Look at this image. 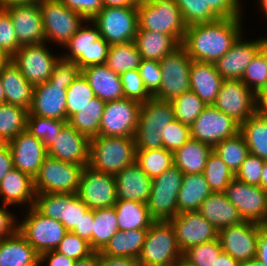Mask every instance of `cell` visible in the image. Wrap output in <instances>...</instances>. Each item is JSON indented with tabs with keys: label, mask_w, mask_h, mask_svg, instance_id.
Returning <instances> with one entry per match:
<instances>
[{
	"label": "cell",
	"mask_w": 267,
	"mask_h": 266,
	"mask_svg": "<svg viewBox=\"0 0 267 266\" xmlns=\"http://www.w3.org/2000/svg\"><path fill=\"white\" fill-rule=\"evenodd\" d=\"M38 256L33 246L18 230L0 240V266H25Z\"/></svg>",
	"instance_id": "8d00e7d4"
},
{
	"label": "cell",
	"mask_w": 267,
	"mask_h": 266,
	"mask_svg": "<svg viewBox=\"0 0 267 266\" xmlns=\"http://www.w3.org/2000/svg\"><path fill=\"white\" fill-rule=\"evenodd\" d=\"M260 187L267 192V161H265L263 166Z\"/></svg>",
	"instance_id": "b9fcfbb0"
},
{
	"label": "cell",
	"mask_w": 267,
	"mask_h": 266,
	"mask_svg": "<svg viewBox=\"0 0 267 266\" xmlns=\"http://www.w3.org/2000/svg\"><path fill=\"white\" fill-rule=\"evenodd\" d=\"M239 131L240 124L213 105L206 106L190 126L191 138L212 147Z\"/></svg>",
	"instance_id": "2e32d148"
},
{
	"label": "cell",
	"mask_w": 267,
	"mask_h": 266,
	"mask_svg": "<svg viewBox=\"0 0 267 266\" xmlns=\"http://www.w3.org/2000/svg\"><path fill=\"white\" fill-rule=\"evenodd\" d=\"M198 212L218 230L243 222L238 209L227 199L224 192H212L201 203Z\"/></svg>",
	"instance_id": "1f68e13d"
},
{
	"label": "cell",
	"mask_w": 267,
	"mask_h": 266,
	"mask_svg": "<svg viewBox=\"0 0 267 266\" xmlns=\"http://www.w3.org/2000/svg\"><path fill=\"white\" fill-rule=\"evenodd\" d=\"M212 193L203 173L183 174L182 186L178 192V213L198 211L201 203Z\"/></svg>",
	"instance_id": "836d02e7"
},
{
	"label": "cell",
	"mask_w": 267,
	"mask_h": 266,
	"mask_svg": "<svg viewBox=\"0 0 267 266\" xmlns=\"http://www.w3.org/2000/svg\"><path fill=\"white\" fill-rule=\"evenodd\" d=\"M214 266H240V263L232 258L228 253L222 251L216 259Z\"/></svg>",
	"instance_id": "753ad0ef"
},
{
	"label": "cell",
	"mask_w": 267,
	"mask_h": 266,
	"mask_svg": "<svg viewBox=\"0 0 267 266\" xmlns=\"http://www.w3.org/2000/svg\"><path fill=\"white\" fill-rule=\"evenodd\" d=\"M8 205L0 207V240L13 235L18 230V224L13 214L6 209Z\"/></svg>",
	"instance_id": "e7e4bbea"
},
{
	"label": "cell",
	"mask_w": 267,
	"mask_h": 266,
	"mask_svg": "<svg viewBox=\"0 0 267 266\" xmlns=\"http://www.w3.org/2000/svg\"><path fill=\"white\" fill-rule=\"evenodd\" d=\"M206 4L220 17H241V6L239 0H204Z\"/></svg>",
	"instance_id": "be15d7a7"
},
{
	"label": "cell",
	"mask_w": 267,
	"mask_h": 266,
	"mask_svg": "<svg viewBox=\"0 0 267 266\" xmlns=\"http://www.w3.org/2000/svg\"><path fill=\"white\" fill-rule=\"evenodd\" d=\"M11 58L5 54L1 49H0V69L1 67L6 64Z\"/></svg>",
	"instance_id": "979ff035"
},
{
	"label": "cell",
	"mask_w": 267,
	"mask_h": 266,
	"mask_svg": "<svg viewBox=\"0 0 267 266\" xmlns=\"http://www.w3.org/2000/svg\"><path fill=\"white\" fill-rule=\"evenodd\" d=\"M26 211L25 218L18 222V231L39 255L55 250L68 232L64 225L60 221L43 216L33 206L27 207Z\"/></svg>",
	"instance_id": "8fae6325"
},
{
	"label": "cell",
	"mask_w": 267,
	"mask_h": 266,
	"mask_svg": "<svg viewBox=\"0 0 267 266\" xmlns=\"http://www.w3.org/2000/svg\"><path fill=\"white\" fill-rule=\"evenodd\" d=\"M40 0H0V8L5 9L10 6L30 5L38 3Z\"/></svg>",
	"instance_id": "11e5206c"
},
{
	"label": "cell",
	"mask_w": 267,
	"mask_h": 266,
	"mask_svg": "<svg viewBox=\"0 0 267 266\" xmlns=\"http://www.w3.org/2000/svg\"><path fill=\"white\" fill-rule=\"evenodd\" d=\"M83 168L47 155L33 179L35 194L77 193Z\"/></svg>",
	"instance_id": "8992f818"
},
{
	"label": "cell",
	"mask_w": 267,
	"mask_h": 266,
	"mask_svg": "<svg viewBox=\"0 0 267 266\" xmlns=\"http://www.w3.org/2000/svg\"><path fill=\"white\" fill-rule=\"evenodd\" d=\"M213 151L236 174L241 164L250 154L243 135L238 132L235 136L226 138L213 147Z\"/></svg>",
	"instance_id": "ee69618b"
},
{
	"label": "cell",
	"mask_w": 267,
	"mask_h": 266,
	"mask_svg": "<svg viewBox=\"0 0 267 266\" xmlns=\"http://www.w3.org/2000/svg\"><path fill=\"white\" fill-rule=\"evenodd\" d=\"M142 103L121 98L105 103L98 136L134 137Z\"/></svg>",
	"instance_id": "5bb4252c"
},
{
	"label": "cell",
	"mask_w": 267,
	"mask_h": 266,
	"mask_svg": "<svg viewBox=\"0 0 267 266\" xmlns=\"http://www.w3.org/2000/svg\"><path fill=\"white\" fill-rule=\"evenodd\" d=\"M213 106L239 124L259 110L257 95L242 80L237 79L223 80Z\"/></svg>",
	"instance_id": "9a60e30c"
},
{
	"label": "cell",
	"mask_w": 267,
	"mask_h": 266,
	"mask_svg": "<svg viewBox=\"0 0 267 266\" xmlns=\"http://www.w3.org/2000/svg\"><path fill=\"white\" fill-rule=\"evenodd\" d=\"M265 160L249 154L235 174V178L249 185L260 186Z\"/></svg>",
	"instance_id": "680465c9"
},
{
	"label": "cell",
	"mask_w": 267,
	"mask_h": 266,
	"mask_svg": "<svg viewBox=\"0 0 267 266\" xmlns=\"http://www.w3.org/2000/svg\"><path fill=\"white\" fill-rule=\"evenodd\" d=\"M174 117L171 101L150 98L142 103L135 133L136 150L163 148V130Z\"/></svg>",
	"instance_id": "277c9868"
},
{
	"label": "cell",
	"mask_w": 267,
	"mask_h": 266,
	"mask_svg": "<svg viewBox=\"0 0 267 266\" xmlns=\"http://www.w3.org/2000/svg\"><path fill=\"white\" fill-rule=\"evenodd\" d=\"M33 178L22 171L11 169L0 182V197L3 205H25L32 207L35 202Z\"/></svg>",
	"instance_id": "4dcf8cb0"
},
{
	"label": "cell",
	"mask_w": 267,
	"mask_h": 266,
	"mask_svg": "<svg viewBox=\"0 0 267 266\" xmlns=\"http://www.w3.org/2000/svg\"><path fill=\"white\" fill-rule=\"evenodd\" d=\"M224 193L238 209L243 221L261 225L267 217V192L260 186L249 185L234 178Z\"/></svg>",
	"instance_id": "d6986e66"
},
{
	"label": "cell",
	"mask_w": 267,
	"mask_h": 266,
	"mask_svg": "<svg viewBox=\"0 0 267 266\" xmlns=\"http://www.w3.org/2000/svg\"><path fill=\"white\" fill-rule=\"evenodd\" d=\"M260 1V7L262 8L261 10L267 17V0H259Z\"/></svg>",
	"instance_id": "b62a3aed"
},
{
	"label": "cell",
	"mask_w": 267,
	"mask_h": 266,
	"mask_svg": "<svg viewBox=\"0 0 267 266\" xmlns=\"http://www.w3.org/2000/svg\"><path fill=\"white\" fill-rule=\"evenodd\" d=\"M117 200L147 203L152 179L135 162L115 175Z\"/></svg>",
	"instance_id": "4316f807"
},
{
	"label": "cell",
	"mask_w": 267,
	"mask_h": 266,
	"mask_svg": "<svg viewBox=\"0 0 267 266\" xmlns=\"http://www.w3.org/2000/svg\"><path fill=\"white\" fill-rule=\"evenodd\" d=\"M134 43L142 59L160 61L181 44L169 34L153 31H137Z\"/></svg>",
	"instance_id": "e575fe53"
},
{
	"label": "cell",
	"mask_w": 267,
	"mask_h": 266,
	"mask_svg": "<svg viewBox=\"0 0 267 266\" xmlns=\"http://www.w3.org/2000/svg\"><path fill=\"white\" fill-rule=\"evenodd\" d=\"M85 20H92L103 8L101 0H60Z\"/></svg>",
	"instance_id": "6125c7cd"
},
{
	"label": "cell",
	"mask_w": 267,
	"mask_h": 266,
	"mask_svg": "<svg viewBox=\"0 0 267 266\" xmlns=\"http://www.w3.org/2000/svg\"><path fill=\"white\" fill-rule=\"evenodd\" d=\"M103 7H136L131 0H101Z\"/></svg>",
	"instance_id": "34e18365"
},
{
	"label": "cell",
	"mask_w": 267,
	"mask_h": 266,
	"mask_svg": "<svg viewBox=\"0 0 267 266\" xmlns=\"http://www.w3.org/2000/svg\"><path fill=\"white\" fill-rule=\"evenodd\" d=\"M223 78L217 72L215 64L192 60L190 69V90L205 104L213 105L220 91Z\"/></svg>",
	"instance_id": "83f0119b"
},
{
	"label": "cell",
	"mask_w": 267,
	"mask_h": 266,
	"mask_svg": "<svg viewBox=\"0 0 267 266\" xmlns=\"http://www.w3.org/2000/svg\"><path fill=\"white\" fill-rule=\"evenodd\" d=\"M239 132L243 135L250 154L267 161V116L258 110L240 124Z\"/></svg>",
	"instance_id": "f35d334b"
},
{
	"label": "cell",
	"mask_w": 267,
	"mask_h": 266,
	"mask_svg": "<svg viewBox=\"0 0 267 266\" xmlns=\"http://www.w3.org/2000/svg\"><path fill=\"white\" fill-rule=\"evenodd\" d=\"M114 206L93 210L92 250L100 252L118 231Z\"/></svg>",
	"instance_id": "60d3db41"
},
{
	"label": "cell",
	"mask_w": 267,
	"mask_h": 266,
	"mask_svg": "<svg viewBox=\"0 0 267 266\" xmlns=\"http://www.w3.org/2000/svg\"><path fill=\"white\" fill-rule=\"evenodd\" d=\"M80 73L81 69L75 61L66 60L60 56L48 81L52 84H63V87L67 88Z\"/></svg>",
	"instance_id": "94428289"
},
{
	"label": "cell",
	"mask_w": 267,
	"mask_h": 266,
	"mask_svg": "<svg viewBox=\"0 0 267 266\" xmlns=\"http://www.w3.org/2000/svg\"><path fill=\"white\" fill-rule=\"evenodd\" d=\"M95 98L94 91L82 73L67 87L66 110L68 119Z\"/></svg>",
	"instance_id": "c3c4849f"
},
{
	"label": "cell",
	"mask_w": 267,
	"mask_h": 266,
	"mask_svg": "<svg viewBox=\"0 0 267 266\" xmlns=\"http://www.w3.org/2000/svg\"><path fill=\"white\" fill-rule=\"evenodd\" d=\"M46 150L50 157L87 166L89 164L90 138L67 122Z\"/></svg>",
	"instance_id": "7402d4cb"
},
{
	"label": "cell",
	"mask_w": 267,
	"mask_h": 266,
	"mask_svg": "<svg viewBox=\"0 0 267 266\" xmlns=\"http://www.w3.org/2000/svg\"><path fill=\"white\" fill-rule=\"evenodd\" d=\"M114 208L119 230L148 229L155 222L146 203L117 200Z\"/></svg>",
	"instance_id": "74e56055"
},
{
	"label": "cell",
	"mask_w": 267,
	"mask_h": 266,
	"mask_svg": "<svg viewBox=\"0 0 267 266\" xmlns=\"http://www.w3.org/2000/svg\"><path fill=\"white\" fill-rule=\"evenodd\" d=\"M190 138V126L181 123L177 119H174L163 130V148L167 151L174 153L176 150L182 147Z\"/></svg>",
	"instance_id": "9f6ffc18"
},
{
	"label": "cell",
	"mask_w": 267,
	"mask_h": 266,
	"mask_svg": "<svg viewBox=\"0 0 267 266\" xmlns=\"http://www.w3.org/2000/svg\"><path fill=\"white\" fill-rule=\"evenodd\" d=\"M7 144L12 153L14 168L34 179L47 156L44 143L24 130Z\"/></svg>",
	"instance_id": "cb8c5ba5"
},
{
	"label": "cell",
	"mask_w": 267,
	"mask_h": 266,
	"mask_svg": "<svg viewBox=\"0 0 267 266\" xmlns=\"http://www.w3.org/2000/svg\"><path fill=\"white\" fill-rule=\"evenodd\" d=\"M141 55L134 41L110 45L106 66L119 75L125 71L138 69Z\"/></svg>",
	"instance_id": "b9f144b4"
},
{
	"label": "cell",
	"mask_w": 267,
	"mask_h": 266,
	"mask_svg": "<svg viewBox=\"0 0 267 266\" xmlns=\"http://www.w3.org/2000/svg\"><path fill=\"white\" fill-rule=\"evenodd\" d=\"M171 102L175 119L188 126H191L206 107V104L191 90Z\"/></svg>",
	"instance_id": "7dc6e473"
},
{
	"label": "cell",
	"mask_w": 267,
	"mask_h": 266,
	"mask_svg": "<svg viewBox=\"0 0 267 266\" xmlns=\"http://www.w3.org/2000/svg\"><path fill=\"white\" fill-rule=\"evenodd\" d=\"M136 162L134 137L95 136L90 138L89 166L116 175Z\"/></svg>",
	"instance_id": "7a4b0ae2"
},
{
	"label": "cell",
	"mask_w": 267,
	"mask_h": 266,
	"mask_svg": "<svg viewBox=\"0 0 267 266\" xmlns=\"http://www.w3.org/2000/svg\"><path fill=\"white\" fill-rule=\"evenodd\" d=\"M242 17L187 26L181 45L192 60L215 63L242 35Z\"/></svg>",
	"instance_id": "6da1fadb"
},
{
	"label": "cell",
	"mask_w": 267,
	"mask_h": 266,
	"mask_svg": "<svg viewBox=\"0 0 267 266\" xmlns=\"http://www.w3.org/2000/svg\"><path fill=\"white\" fill-rule=\"evenodd\" d=\"M138 8V30L172 35L182 43L187 25L175 0H151Z\"/></svg>",
	"instance_id": "5b68a950"
},
{
	"label": "cell",
	"mask_w": 267,
	"mask_h": 266,
	"mask_svg": "<svg viewBox=\"0 0 267 266\" xmlns=\"http://www.w3.org/2000/svg\"><path fill=\"white\" fill-rule=\"evenodd\" d=\"M219 238L199 245H194L183 252L182 261L189 266H214L222 252Z\"/></svg>",
	"instance_id": "681fc988"
},
{
	"label": "cell",
	"mask_w": 267,
	"mask_h": 266,
	"mask_svg": "<svg viewBox=\"0 0 267 266\" xmlns=\"http://www.w3.org/2000/svg\"><path fill=\"white\" fill-rule=\"evenodd\" d=\"M105 103L98 97L93 98L89 104L73 114L68 123L89 138L98 136Z\"/></svg>",
	"instance_id": "ab89813d"
},
{
	"label": "cell",
	"mask_w": 267,
	"mask_h": 266,
	"mask_svg": "<svg viewBox=\"0 0 267 266\" xmlns=\"http://www.w3.org/2000/svg\"><path fill=\"white\" fill-rule=\"evenodd\" d=\"M263 265L267 266V233L259 232L257 239L256 257Z\"/></svg>",
	"instance_id": "2644e50d"
},
{
	"label": "cell",
	"mask_w": 267,
	"mask_h": 266,
	"mask_svg": "<svg viewBox=\"0 0 267 266\" xmlns=\"http://www.w3.org/2000/svg\"><path fill=\"white\" fill-rule=\"evenodd\" d=\"M136 163L154 179L174 165L173 152L164 148L136 150Z\"/></svg>",
	"instance_id": "f6af8a7d"
},
{
	"label": "cell",
	"mask_w": 267,
	"mask_h": 266,
	"mask_svg": "<svg viewBox=\"0 0 267 266\" xmlns=\"http://www.w3.org/2000/svg\"><path fill=\"white\" fill-rule=\"evenodd\" d=\"M182 179L183 173L175 165L152 179L146 205L155 221H169L178 214L177 196Z\"/></svg>",
	"instance_id": "9c48e42d"
},
{
	"label": "cell",
	"mask_w": 267,
	"mask_h": 266,
	"mask_svg": "<svg viewBox=\"0 0 267 266\" xmlns=\"http://www.w3.org/2000/svg\"><path fill=\"white\" fill-rule=\"evenodd\" d=\"M175 2L187 26L212 22L220 18L204 0H175Z\"/></svg>",
	"instance_id": "816d5d0a"
},
{
	"label": "cell",
	"mask_w": 267,
	"mask_h": 266,
	"mask_svg": "<svg viewBox=\"0 0 267 266\" xmlns=\"http://www.w3.org/2000/svg\"><path fill=\"white\" fill-rule=\"evenodd\" d=\"M147 91L153 96L160 88L162 73L159 61L142 59L138 68Z\"/></svg>",
	"instance_id": "91938a15"
},
{
	"label": "cell",
	"mask_w": 267,
	"mask_h": 266,
	"mask_svg": "<svg viewBox=\"0 0 267 266\" xmlns=\"http://www.w3.org/2000/svg\"><path fill=\"white\" fill-rule=\"evenodd\" d=\"M59 58L49 51L45 42L36 45H22L11 57V60L27 81L35 86L50 79Z\"/></svg>",
	"instance_id": "ac0fdd59"
},
{
	"label": "cell",
	"mask_w": 267,
	"mask_h": 266,
	"mask_svg": "<svg viewBox=\"0 0 267 266\" xmlns=\"http://www.w3.org/2000/svg\"><path fill=\"white\" fill-rule=\"evenodd\" d=\"M148 229L118 230L99 252L111 257H129L138 259Z\"/></svg>",
	"instance_id": "d590c367"
},
{
	"label": "cell",
	"mask_w": 267,
	"mask_h": 266,
	"mask_svg": "<svg viewBox=\"0 0 267 266\" xmlns=\"http://www.w3.org/2000/svg\"><path fill=\"white\" fill-rule=\"evenodd\" d=\"M57 252L65 255L73 260H79L88 257L94 251L90 247L89 242L80 238L78 235L68 231L64 238L60 241Z\"/></svg>",
	"instance_id": "11a10c76"
},
{
	"label": "cell",
	"mask_w": 267,
	"mask_h": 266,
	"mask_svg": "<svg viewBox=\"0 0 267 266\" xmlns=\"http://www.w3.org/2000/svg\"><path fill=\"white\" fill-rule=\"evenodd\" d=\"M66 94L63 84L46 81L35 85L28 115L67 120Z\"/></svg>",
	"instance_id": "d4e9b609"
},
{
	"label": "cell",
	"mask_w": 267,
	"mask_h": 266,
	"mask_svg": "<svg viewBox=\"0 0 267 266\" xmlns=\"http://www.w3.org/2000/svg\"><path fill=\"white\" fill-rule=\"evenodd\" d=\"M91 27L83 24L73 37L63 46L69 51L62 58L75 61L82 70L85 67L106 64L110 45L100 36L98 27L91 23Z\"/></svg>",
	"instance_id": "30bf717a"
},
{
	"label": "cell",
	"mask_w": 267,
	"mask_h": 266,
	"mask_svg": "<svg viewBox=\"0 0 267 266\" xmlns=\"http://www.w3.org/2000/svg\"><path fill=\"white\" fill-rule=\"evenodd\" d=\"M267 103V85L257 95V105L260 110Z\"/></svg>",
	"instance_id": "2a66077c"
},
{
	"label": "cell",
	"mask_w": 267,
	"mask_h": 266,
	"mask_svg": "<svg viewBox=\"0 0 267 266\" xmlns=\"http://www.w3.org/2000/svg\"><path fill=\"white\" fill-rule=\"evenodd\" d=\"M169 222L174 228L177 243L182 252L194 245L207 243L218 238L219 230L198 211L178 213Z\"/></svg>",
	"instance_id": "44dd1931"
},
{
	"label": "cell",
	"mask_w": 267,
	"mask_h": 266,
	"mask_svg": "<svg viewBox=\"0 0 267 266\" xmlns=\"http://www.w3.org/2000/svg\"><path fill=\"white\" fill-rule=\"evenodd\" d=\"M6 103L30 110L34 86L27 81L20 69L10 59L0 69Z\"/></svg>",
	"instance_id": "f1b7e54d"
},
{
	"label": "cell",
	"mask_w": 267,
	"mask_h": 266,
	"mask_svg": "<svg viewBox=\"0 0 267 266\" xmlns=\"http://www.w3.org/2000/svg\"><path fill=\"white\" fill-rule=\"evenodd\" d=\"M43 262L41 261V258L38 256L33 262L25 265V266H41Z\"/></svg>",
	"instance_id": "603ad722"
},
{
	"label": "cell",
	"mask_w": 267,
	"mask_h": 266,
	"mask_svg": "<svg viewBox=\"0 0 267 266\" xmlns=\"http://www.w3.org/2000/svg\"><path fill=\"white\" fill-rule=\"evenodd\" d=\"M74 266H100V253L94 251L88 257L76 260Z\"/></svg>",
	"instance_id": "8c879c8a"
},
{
	"label": "cell",
	"mask_w": 267,
	"mask_h": 266,
	"mask_svg": "<svg viewBox=\"0 0 267 266\" xmlns=\"http://www.w3.org/2000/svg\"><path fill=\"white\" fill-rule=\"evenodd\" d=\"M67 122V120L28 115L26 130L37 139H40L47 148L53 143V139L56 138Z\"/></svg>",
	"instance_id": "f907efd6"
},
{
	"label": "cell",
	"mask_w": 267,
	"mask_h": 266,
	"mask_svg": "<svg viewBox=\"0 0 267 266\" xmlns=\"http://www.w3.org/2000/svg\"><path fill=\"white\" fill-rule=\"evenodd\" d=\"M262 226L243 221L219 230L218 238L222 250L240 264L256 257L257 239Z\"/></svg>",
	"instance_id": "ffe728a7"
},
{
	"label": "cell",
	"mask_w": 267,
	"mask_h": 266,
	"mask_svg": "<svg viewBox=\"0 0 267 266\" xmlns=\"http://www.w3.org/2000/svg\"><path fill=\"white\" fill-rule=\"evenodd\" d=\"M173 226L169 221H155L147 230L141 253L140 266H174L182 261Z\"/></svg>",
	"instance_id": "3957f363"
},
{
	"label": "cell",
	"mask_w": 267,
	"mask_h": 266,
	"mask_svg": "<svg viewBox=\"0 0 267 266\" xmlns=\"http://www.w3.org/2000/svg\"><path fill=\"white\" fill-rule=\"evenodd\" d=\"M12 19L20 46L45 43V31L38 3L5 8Z\"/></svg>",
	"instance_id": "603a6c76"
},
{
	"label": "cell",
	"mask_w": 267,
	"mask_h": 266,
	"mask_svg": "<svg viewBox=\"0 0 267 266\" xmlns=\"http://www.w3.org/2000/svg\"><path fill=\"white\" fill-rule=\"evenodd\" d=\"M81 73L87 79L95 97L105 102L124 98L120 75L106 64L85 67Z\"/></svg>",
	"instance_id": "f546056e"
},
{
	"label": "cell",
	"mask_w": 267,
	"mask_h": 266,
	"mask_svg": "<svg viewBox=\"0 0 267 266\" xmlns=\"http://www.w3.org/2000/svg\"><path fill=\"white\" fill-rule=\"evenodd\" d=\"M39 7L45 31V42H56L64 46L86 21L60 0H40ZM50 40V41H49Z\"/></svg>",
	"instance_id": "7c38bea8"
},
{
	"label": "cell",
	"mask_w": 267,
	"mask_h": 266,
	"mask_svg": "<svg viewBox=\"0 0 267 266\" xmlns=\"http://www.w3.org/2000/svg\"><path fill=\"white\" fill-rule=\"evenodd\" d=\"M5 103H6V100H5L4 88H3L2 79L0 76V105L5 104Z\"/></svg>",
	"instance_id": "deb4b68c"
},
{
	"label": "cell",
	"mask_w": 267,
	"mask_h": 266,
	"mask_svg": "<svg viewBox=\"0 0 267 266\" xmlns=\"http://www.w3.org/2000/svg\"><path fill=\"white\" fill-rule=\"evenodd\" d=\"M39 257L42 262L48 261L47 266H74L75 263V260L66 257L56 250L43 252L39 255Z\"/></svg>",
	"instance_id": "003e7915"
},
{
	"label": "cell",
	"mask_w": 267,
	"mask_h": 266,
	"mask_svg": "<svg viewBox=\"0 0 267 266\" xmlns=\"http://www.w3.org/2000/svg\"><path fill=\"white\" fill-rule=\"evenodd\" d=\"M28 113V110L17 105H0V140L4 144L26 130Z\"/></svg>",
	"instance_id": "7bdbcfd3"
},
{
	"label": "cell",
	"mask_w": 267,
	"mask_h": 266,
	"mask_svg": "<svg viewBox=\"0 0 267 266\" xmlns=\"http://www.w3.org/2000/svg\"><path fill=\"white\" fill-rule=\"evenodd\" d=\"M240 266H265L257 258H253L247 262H243Z\"/></svg>",
	"instance_id": "09005b40"
},
{
	"label": "cell",
	"mask_w": 267,
	"mask_h": 266,
	"mask_svg": "<svg viewBox=\"0 0 267 266\" xmlns=\"http://www.w3.org/2000/svg\"><path fill=\"white\" fill-rule=\"evenodd\" d=\"M20 47L11 16L0 8V49L11 58Z\"/></svg>",
	"instance_id": "6f0895ef"
},
{
	"label": "cell",
	"mask_w": 267,
	"mask_h": 266,
	"mask_svg": "<svg viewBox=\"0 0 267 266\" xmlns=\"http://www.w3.org/2000/svg\"><path fill=\"white\" fill-rule=\"evenodd\" d=\"M213 147L190 138L182 147L173 153L174 165L183 174L203 173L209 154Z\"/></svg>",
	"instance_id": "d6a6232c"
},
{
	"label": "cell",
	"mask_w": 267,
	"mask_h": 266,
	"mask_svg": "<svg viewBox=\"0 0 267 266\" xmlns=\"http://www.w3.org/2000/svg\"><path fill=\"white\" fill-rule=\"evenodd\" d=\"M159 62L162 80L159 90L153 95L155 99L172 101L184 92L190 91L192 59L182 45L164 56Z\"/></svg>",
	"instance_id": "ba28073f"
},
{
	"label": "cell",
	"mask_w": 267,
	"mask_h": 266,
	"mask_svg": "<svg viewBox=\"0 0 267 266\" xmlns=\"http://www.w3.org/2000/svg\"><path fill=\"white\" fill-rule=\"evenodd\" d=\"M92 226H93V210L88 209L84 214L79 223L71 231L72 233L78 235L80 238L85 239L89 242L92 248Z\"/></svg>",
	"instance_id": "03108f58"
},
{
	"label": "cell",
	"mask_w": 267,
	"mask_h": 266,
	"mask_svg": "<svg viewBox=\"0 0 267 266\" xmlns=\"http://www.w3.org/2000/svg\"><path fill=\"white\" fill-rule=\"evenodd\" d=\"M33 207L43 216L60 221L67 231L79 225L89 209L77 193H39Z\"/></svg>",
	"instance_id": "4fadbf2b"
},
{
	"label": "cell",
	"mask_w": 267,
	"mask_h": 266,
	"mask_svg": "<svg viewBox=\"0 0 267 266\" xmlns=\"http://www.w3.org/2000/svg\"><path fill=\"white\" fill-rule=\"evenodd\" d=\"M242 35L230 50L214 64L217 72L224 80H241L247 66L261 50V39L243 41Z\"/></svg>",
	"instance_id": "484cf974"
},
{
	"label": "cell",
	"mask_w": 267,
	"mask_h": 266,
	"mask_svg": "<svg viewBox=\"0 0 267 266\" xmlns=\"http://www.w3.org/2000/svg\"><path fill=\"white\" fill-rule=\"evenodd\" d=\"M203 175L212 192H224L235 178V174L214 151L209 154Z\"/></svg>",
	"instance_id": "bcb514c9"
},
{
	"label": "cell",
	"mask_w": 267,
	"mask_h": 266,
	"mask_svg": "<svg viewBox=\"0 0 267 266\" xmlns=\"http://www.w3.org/2000/svg\"><path fill=\"white\" fill-rule=\"evenodd\" d=\"M125 98L144 103L153 96L147 91L138 69L125 71L120 75Z\"/></svg>",
	"instance_id": "db71d44e"
},
{
	"label": "cell",
	"mask_w": 267,
	"mask_h": 266,
	"mask_svg": "<svg viewBox=\"0 0 267 266\" xmlns=\"http://www.w3.org/2000/svg\"><path fill=\"white\" fill-rule=\"evenodd\" d=\"M77 194L91 210L112 207L117 202L115 175L84 166Z\"/></svg>",
	"instance_id": "e0dca14e"
},
{
	"label": "cell",
	"mask_w": 267,
	"mask_h": 266,
	"mask_svg": "<svg viewBox=\"0 0 267 266\" xmlns=\"http://www.w3.org/2000/svg\"><path fill=\"white\" fill-rule=\"evenodd\" d=\"M85 22L94 23L109 45L134 41L138 30V8L103 7L92 20Z\"/></svg>",
	"instance_id": "52a82bcc"
},
{
	"label": "cell",
	"mask_w": 267,
	"mask_h": 266,
	"mask_svg": "<svg viewBox=\"0 0 267 266\" xmlns=\"http://www.w3.org/2000/svg\"><path fill=\"white\" fill-rule=\"evenodd\" d=\"M14 168L13 157L8 144L0 147V182L4 176Z\"/></svg>",
	"instance_id": "a7ac6f4b"
},
{
	"label": "cell",
	"mask_w": 267,
	"mask_h": 266,
	"mask_svg": "<svg viewBox=\"0 0 267 266\" xmlns=\"http://www.w3.org/2000/svg\"><path fill=\"white\" fill-rule=\"evenodd\" d=\"M136 6L146 4L147 2H150L151 0H131Z\"/></svg>",
	"instance_id": "5803f987"
},
{
	"label": "cell",
	"mask_w": 267,
	"mask_h": 266,
	"mask_svg": "<svg viewBox=\"0 0 267 266\" xmlns=\"http://www.w3.org/2000/svg\"><path fill=\"white\" fill-rule=\"evenodd\" d=\"M261 51L267 58V38H261Z\"/></svg>",
	"instance_id": "67dfc351"
},
{
	"label": "cell",
	"mask_w": 267,
	"mask_h": 266,
	"mask_svg": "<svg viewBox=\"0 0 267 266\" xmlns=\"http://www.w3.org/2000/svg\"><path fill=\"white\" fill-rule=\"evenodd\" d=\"M241 80L256 95L267 85V58L261 50L247 66Z\"/></svg>",
	"instance_id": "f5cc1de1"
},
{
	"label": "cell",
	"mask_w": 267,
	"mask_h": 266,
	"mask_svg": "<svg viewBox=\"0 0 267 266\" xmlns=\"http://www.w3.org/2000/svg\"><path fill=\"white\" fill-rule=\"evenodd\" d=\"M100 266H140L138 259L129 257H111L100 254Z\"/></svg>",
	"instance_id": "89a4df30"
}]
</instances>
